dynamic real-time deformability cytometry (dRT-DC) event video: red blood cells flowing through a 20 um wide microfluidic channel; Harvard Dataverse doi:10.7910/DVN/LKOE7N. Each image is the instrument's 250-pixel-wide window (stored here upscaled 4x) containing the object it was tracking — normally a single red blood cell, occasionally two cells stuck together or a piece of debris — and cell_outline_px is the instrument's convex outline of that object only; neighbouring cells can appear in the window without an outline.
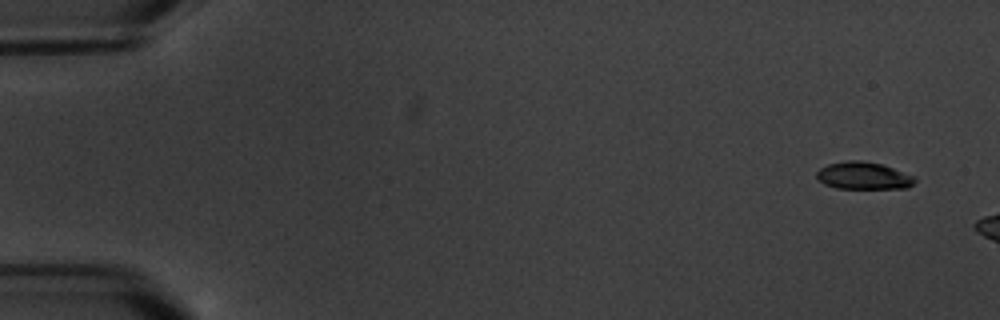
{"species": "common noctule bat (a hibernating species)", "species_latin": "Nyctalus noctula", "temperature_condition": "warm", "stored_images_in_passage": 3, "camera_frame_rate_fps": 3000, "um_per_image_px": 0.085, "animal": {"sex": "male", "body_mass_g": 20.1, "forearm_length_mm": 53.5}, "frame": {"image": 1, "passage_image": 1, "time_ms": 0.0, "image_size_px": [1000, 320], "cell_outline_px": [[916, 180], [908, 188], [836, 188], [824, 184], [816, 176], [816, 172], [820, 168], [828, 164], [844, 160], [860, 160], [880, 164], [916, 176]], "centroid_in_image_um": [73.39, 14.93], "position_along_channel_um": 11.6, "area_um2": 15.61}}